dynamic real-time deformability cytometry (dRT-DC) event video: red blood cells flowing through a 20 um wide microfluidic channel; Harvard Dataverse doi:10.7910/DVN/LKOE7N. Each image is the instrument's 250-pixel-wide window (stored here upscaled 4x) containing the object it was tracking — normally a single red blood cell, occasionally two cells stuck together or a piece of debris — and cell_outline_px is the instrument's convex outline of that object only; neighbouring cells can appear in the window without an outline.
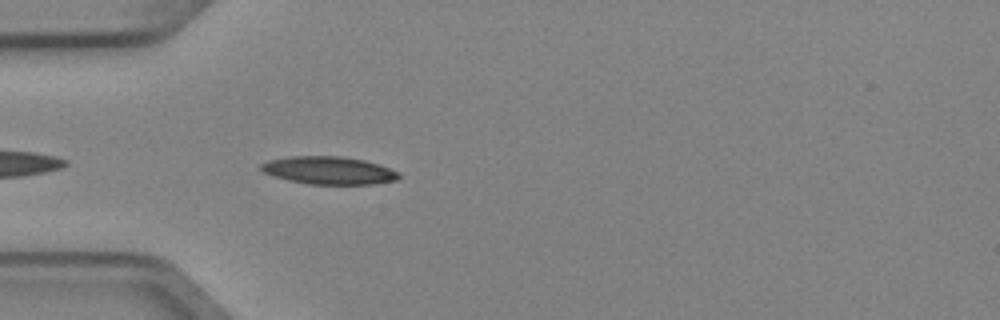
{"species": "Egyptian fruit bat (a non-hibernating species)", "species_latin": "Rousettus aegyptiacus", "temperature_condition": "cold", "stored_images_in_passage": 4, "camera_frame_rate_fps": 3000, "um_per_image_px": 0.085, "animal": {"sex": "female"}, "frame": {"image": 1, "passage_image": 4, "time_ms": 1.0, "image_size_px": [1000, 320], "cell_outline_px": [[400, 176], [396, 180], [372, 184], [308, 184], [288, 180], [264, 172], [260, 168], [260, 164], [268, 160], [292, 156], [340, 156], [364, 160], [400, 172]], "centroid_in_image_um": [27.94, 14.48], "position_along_channel_um": 57.1, "area_um2": 22.08}}